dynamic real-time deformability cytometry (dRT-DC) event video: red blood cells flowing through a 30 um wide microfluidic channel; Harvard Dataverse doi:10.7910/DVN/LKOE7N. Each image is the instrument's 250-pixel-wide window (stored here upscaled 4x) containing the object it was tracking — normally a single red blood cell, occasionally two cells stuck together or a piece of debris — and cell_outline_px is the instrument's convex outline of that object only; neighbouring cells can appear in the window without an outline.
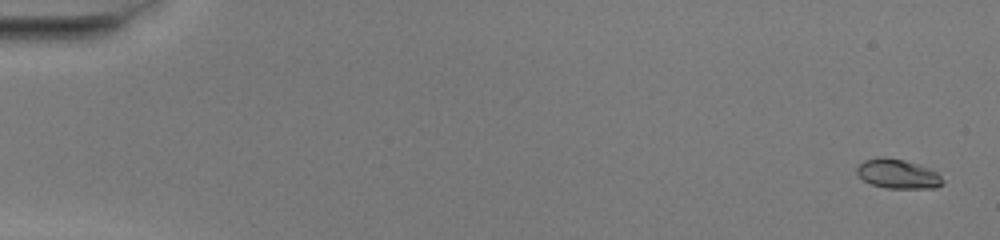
{"species": "common noctule bat (a hibernating species)", "species_latin": "Nyctalus noctula", "temperature_condition": "warm", "stored_images_in_passage": 52, "camera_frame_rate_fps": 3000, "um_per_image_px": 0.085, "animal": {"sex": "female", "body_mass_g": 20.0, "forearm_length_mm": 54.0}, "frame": {"image": 1, "passage_image": 2, "time_ms": 0.333, "image_size_px": [1000, 240], "cell_outline_px": [[944, 184], [936, 188], [884, 188], [872, 184], [864, 180], [856, 172], [856, 168], [864, 160], [880, 156], [884, 156], [904, 160], [928, 168], [936, 172], [944, 180]], "centroid_in_image_um": [76.31, 14.78], "position_along_channel_um": 8.7, "area_um2": 14.68}}
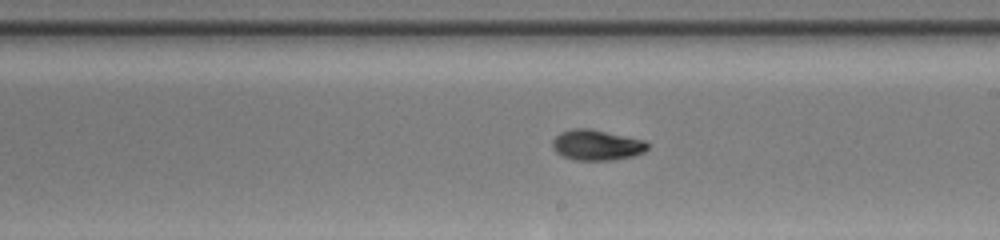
{"frame": {"image": 2, "passage_image": 31, "time_ms": 10.0, "image_size_px": [1000, 240], "cell_outline_px": [[648, 148], [644, 152], [636, 156], [612, 160], [576, 160], [560, 156], [552, 148], [552, 140], [560, 132], [572, 128], [588, 128], [644, 140], [648, 144]], "centroid_in_image_um": [50.69, 12.34], "position_along_channel_um": 238.3, "area_um2": 17.05}}
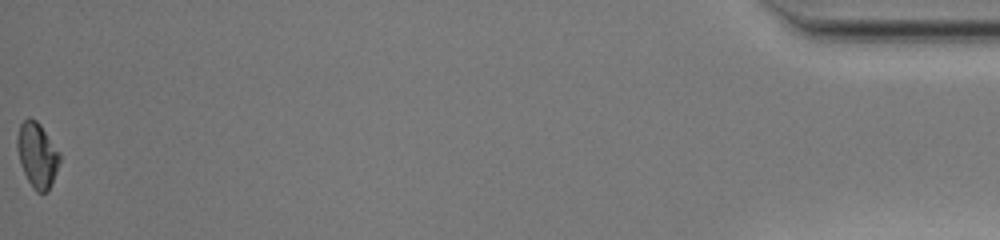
{"frame": {"image": 3, "passage_image": 52, "time_ms": 17.0, "image_size_px": [1000, 240], "cell_outline_px": [[60, 160], [56, 172], [48, 192], [36, 192], [32, 188], [20, 164], [16, 148], [16, 136], [20, 124], [28, 116], [36, 120], [40, 124], [60, 152]], "centroid_in_image_um": [3.14, 13.16], "position_along_channel_um": 432.1, "area_um2": 16.24}, "authors_computed_cell_mechanics": {"area_um2": 16.0684, "velocity_mm_per_s": 4.1138, "shape_relaxation_time_tau1_ms": 5.061, "shape_relaxation_time_tau2_ms": 1.4008, "deformation_change_tau1": 0.2165, "deformation_change_tau2": 0.0473}}